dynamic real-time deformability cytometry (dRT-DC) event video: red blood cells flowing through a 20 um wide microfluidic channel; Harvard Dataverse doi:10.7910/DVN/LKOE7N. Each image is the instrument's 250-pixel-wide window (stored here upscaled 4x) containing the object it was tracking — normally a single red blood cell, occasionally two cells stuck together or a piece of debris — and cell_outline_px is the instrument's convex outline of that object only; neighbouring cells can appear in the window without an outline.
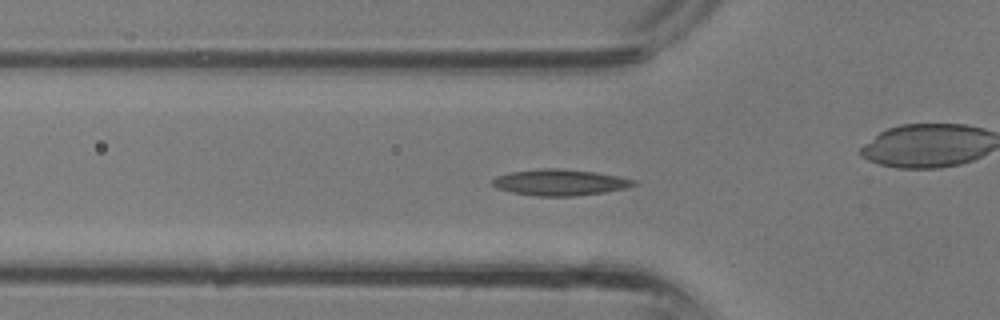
{"species": "common noctule bat (a hibernating species)", "species_latin": "Nyctalus noctula", "temperature_condition": "room temperature", "stored_images_in_passage": 34, "camera_frame_rate_fps": 3000, "um_per_image_px": 0.085, "animal": {"sex": "male", "body_mass_g": 13.3}, "frame": {"image": 1, "passage_image": 9, "time_ms": 2.667, "image_size_px": [1000, 320], "cell_outline_px": [[636, 184], [628, 188], [604, 192], [576, 196], [536, 196], [512, 192], [496, 188], [492, 184], [492, 180], [496, 176], [512, 172], [544, 168], [556, 168], [596, 172], [636, 180]], "centroid_in_image_um": [47.6, 15.51], "position_along_channel_um": 78.2, "area_um2": 21.44}}
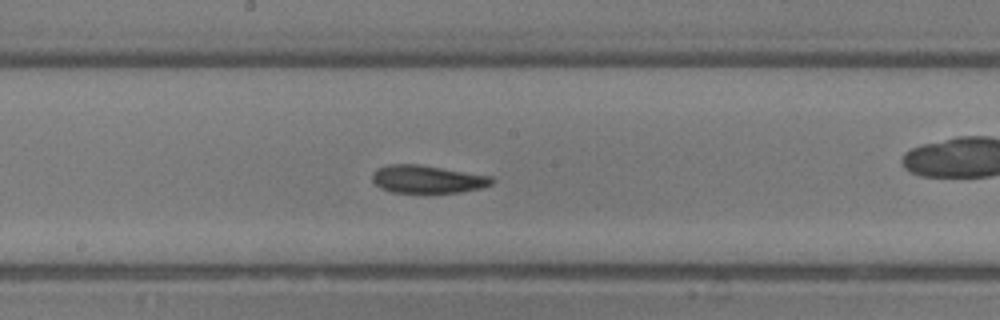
{"frame": {"image": 2, "passage_image": 16, "time_ms": 5.0, "image_size_px": [1000, 320], "cell_outline_px": [[496, 180], [492, 184], [480, 188], [460, 192], [392, 192], [380, 188], [372, 180], [372, 172], [376, 168], [388, 164], [420, 164], [492, 176]], "centroid_in_image_um": [36.32, 15.22], "position_along_channel_um": 211.9, "area_um2": 19.48}}
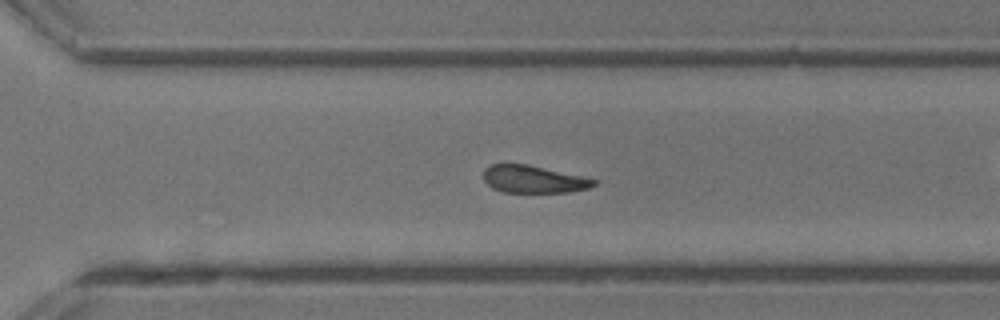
{"frame": {"image": 3, "passage_image": 22, "time_ms": 7.0, "image_size_px": [1000, 320], "cell_outline_px": [[596, 184], [588, 188], [568, 192], [504, 192], [492, 188], [484, 180], [484, 168], [492, 164], [528, 164], [580, 176], [596, 180]], "centroid_in_image_um": [45.31, 15.23], "position_along_channel_um": 325.3, "area_um2": 17.4}}